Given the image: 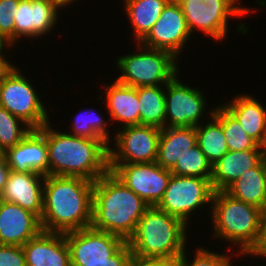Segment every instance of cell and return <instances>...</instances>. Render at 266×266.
Instances as JSON below:
<instances>
[{"mask_svg":"<svg viewBox=\"0 0 266 266\" xmlns=\"http://www.w3.org/2000/svg\"><path fill=\"white\" fill-rule=\"evenodd\" d=\"M208 211L215 240L231 243L227 247L234 256L261 257V228L259 208L230 196L225 191H214ZM219 238V239H218ZM233 248V249H232ZM238 251V252H237Z\"/></svg>","mask_w":266,"mask_h":266,"instance_id":"cell-4","label":"cell"},{"mask_svg":"<svg viewBox=\"0 0 266 266\" xmlns=\"http://www.w3.org/2000/svg\"><path fill=\"white\" fill-rule=\"evenodd\" d=\"M9 56L10 55L0 56V84L16 68V65H14L12 61H9Z\"/></svg>","mask_w":266,"mask_h":266,"instance_id":"cell-38","label":"cell"},{"mask_svg":"<svg viewBox=\"0 0 266 266\" xmlns=\"http://www.w3.org/2000/svg\"><path fill=\"white\" fill-rule=\"evenodd\" d=\"M179 74L165 85V127H197L206 116L207 121L213 116L215 107L209 109L203 89L188 86L181 81Z\"/></svg>","mask_w":266,"mask_h":266,"instance_id":"cell-9","label":"cell"},{"mask_svg":"<svg viewBox=\"0 0 266 266\" xmlns=\"http://www.w3.org/2000/svg\"><path fill=\"white\" fill-rule=\"evenodd\" d=\"M116 131L108 146L109 163L156 161L161 128L151 125H134L119 127Z\"/></svg>","mask_w":266,"mask_h":266,"instance_id":"cell-11","label":"cell"},{"mask_svg":"<svg viewBox=\"0 0 266 266\" xmlns=\"http://www.w3.org/2000/svg\"><path fill=\"white\" fill-rule=\"evenodd\" d=\"M32 128L22 119L0 106V152L18 144Z\"/></svg>","mask_w":266,"mask_h":266,"instance_id":"cell-31","label":"cell"},{"mask_svg":"<svg viewBox=\"0 0 266 266\" xmlns=\"http://www.w3.org/2000/svg\"><path fill=\"white\" fill-rule=\"evenodd\" d=\"M16 68L0 84V106L22 119L32 129L50 122L49 112L33 82ZM42 100V101H41Z\"/></svg>","mask_w":266,"mask_h":266,"instance_id":"cell-8","label":"cell"},{"mask_svg":"<svg viewBox=\"0 0 266 266\" xmlns=\"http://www.w3.org/2000/svg\"><path fill=\"white\" fill-rule=\"evenodd\" d=\"M196 133V143L212 165L229 151L222 124L214 116L197 126Z\"/></svg>","mask_w":266,"mask_h":266,"instance_id":"cell-27","label":"cell"},{"mask_svg":"<svg viewBox=\"0 0 266 266\" xmlns=\"http://www.w3.org/2000/svg\"><path fill=\"white\" fill-rule=\"evenodd\" d=\"M183 252V254L179 257L177 263L180 266H233L232 263L235 259L233 256H231L230 253L227 252V254L214 252V250L210 251L208 248H204L203 246H199L195 249L193 252L195 255L193 258H191L192 261H190L187 250ZM229 253V254H228ZM232 257V258H231Z\"/></svg>","mask_w":266,"mask_h":266,"instance_id":"cell-32","label":"cell"},{"mask_svg":"<svg viewBox=\"0 0 266 266\" xmlns=\"http://www.w3.org/2000/svg\"><path fill=\"white\" fill-rule=\"evenodd\" d=\"M45 124L49 175L82 177L95 182L109 171V149L103 139L71 135Z\"/></svg>","mask_w":266,"mask_h":266,"instance_id":"cell-2","label":"cell"},{"mask_svg":"<svg viewBox=\"0 0 266 266\" xmlns=\"http://www.w3.org/2000/svg\"><path fill=\"white\" fill-rule=\"evenodd\" d=\"M259 216L266 217V199L263 200L261 206L259 207Z\"/></svg>","mask_w":266,"mask_h":266,"instance_id":"cell-42","label":"cell"},{"mask_svg":"<svg viewBox=\"0 0 266 266\" xmlns=\"http://www.w3.org/2000/svg\"><path fill=\"white\" fill-rule=\"evenodd\" d=\"M50 1H52L61 10L63 8L66 9L67 6L70 7L71 4L73 6L75 2L79 3V0H50Z\"/></svg>","mask_w":266,"mask_h":266,"instance_id":"cell-41","label":"cell"},{"mask_svg":"<svg viewBox=\"0 0 266 266\" xmlns=\"http://www.w3.org/2000/svg\"><path fill=\"white\" fill-rule=\"evenodd\" d=\"M232 98L222 105L238 120L251 138L266 148V106L249 93H240Z\"/></svg>","mask_w":266,"mask_h":266,"instance_id":"cell-21","label":"cell"},{"mask_svg":"<svg viewBox=\"0 0 266 266\" xmlns=\"http://www.w3.org/2000/svg\"><path fill=\"white\" fill-rule=\"evenodd\" d=\"M81 111L74 116L73 121L71 120L69 128L71 130L65 132L90 139H103L109 145L112 141V135L110 136L108 126L113 122L105 119L99 111H94L92 108Z\"/></svg>","mask_w":266,"mask_h":266,"instance_id":"cell-28","label":"cell"},{"mask_svg":"<svg viewBox=\"0 0 266 266\" xmlns=\"http://www.w3.org/2000/svg\"><path fill=\"white\" fill-rule=\"evenodd\" d=\"M93 187L82 177L45 175L42 230L65 234L90 227Z\"/></svg>","mask_w":266,"mask_h":266,"instance_id":"cell-1","label":"cell"},{"mask_svg":"<svg viewBox=\"0 0 266 266\" xmlns=\"http://www.w3.org/2000/svg\"><path fill=\"white\" fill-rule=\"evenodd\" d=\"M109 171L150 207L159 204L172 176L170 170L162 168L156 162L109 163Z\"/></svg>","mask_w":266,"mask_h":266,"instance_id":"cell-12","label":"cell"},{"mask_svg":"<svg viewBox=\"0 0 266 266\" xmlns=\"http://www.w3.org/2000/svg\"><path fill=\"white\" fill-rule=\"evenodd\" d=\"M213 187L209 179L172 175L158 209L179 218L189 226L197 209L212 205ZM203 206V207H202Z\"/></svg>","mask_w":266,"mask_h":266,"instance_id":"cell-10","label":"cell"},{"mask_svg":"<svg viewBox=\"0 0 266 266\" xmlns=\"http://www.w3.org/2000/svg\"><path fill=\"white\" fill-rule=\"evenodd\" d=\"M22 248L26 266H71L70 250L63 233L42 230Z\"/></svg>","mask_w":266,"mask_h":266,"instance_id":"cell-19","label":"cell"},{"mask_svg":"<svg viewBox=\"0 0 266 266\" xmlns=\"http://www.w3.org/2000/svg\"><path fill=\"white\" fill-rule=\"evenodd\" d=\"M213 116L222 124L229 151L266 149L244 131L238 120L222 104L215 105Z\"/></svg>","mask_w":266,"mask_h":266,"instance_id":"cell-29","label":"cell"},{"mask_svg":"<svg viewBox=\"0 0 266 266\" xmlns=\"http://www.w3.org/2000/svg\"><path fill=\"white\" fill-rule=\"evenodd\" d=\"M187 227L179 218L149 207L127 243L133 255L178 261L188 245Z\"/></svg>","mask_w":266,"mask_h":266,"instance_id":"cell-5","label":"cell"},{"mask_svg":"<svg viewBox=\"0 0 266 266\" xmlns=\"http://www.w3.org/2000/svg\"><path fill=\"white\" fill-rule=\"evenodd\" d=\"M10 172H11V168L9 167L7 163V159L3 154H1L0 155V196L8 181Z\"/></svg>","mask_w":266,"mask_h":266,"instance_id":"cell-37","label":"cell"},{"mask_svg":"<svg viewBox=\"0 0 266 266\" xmlns=\"http://www.w3.org/2000/svg\"><path fill=\"white\" fill-rule=\"evenodd\" d=\"M170 0H123V9L131 24L135 43L140 42L159 20Z\"/></svg>","mask_w":266,"mask_h":266,"instance_id":"cell-25","label":"cell"},{"mask_svg":"<svg viewBox=\"0 0 266 266\" xmlns=\"http://www.w3.org/2000/svg\"><path fill=\"white\" fill-rule=\"evenodd\" d=\"M10 48V49H9ZM14 48L2 35H0V56H5V50L8 53V49Z\"/></svg>","mask_w":266,"mask_h":266,"instance_id":"cell-40","label":"cell"},{"mask_svg":"<svg viewBox=\"0 0 266 266\" xmlns=\"http://www.w3.org/2000/svg\"><path fill=\"white\" fill-rule=\"evenodd\" d=\"M185 16L188 29L192 36L198 31L207 37L213 38L216 42H221L228 37V22L259 9L244 7L239 5L241 0H176ZM229 26V27H228Z\"/></svg>","mask_w":266,"mask_h":266,"instance_id":"cell-7","label":"cell"},{"mask_svg":"<svg viewBox=\"0 0 266 266\" xmlns=\"http://www.w3.org/2000/svg\"><path fill=\"white\" fill-rule=\"evenodd\" d=\"M261 258L266 259V217H260Z\"/></svg>","mask_w":266,"mask_h":266,"instance_id":"cell-39","label":"cell"},{"mask_svg":"<svg viewBox=\"0 0 266 266\" xmlns=\"http://www.w3.org/2000/svg\"><path fill=\"white\" fill-rule=\"evenodd\" d=\"M20 0H0V35L15 47V15Z\"/></svg>","mask_w":266,"mask_h":266,"instance_id":"cell-33","label":"cell"},{"mask_svg":"<svg viewBox=\"0 0 266 266\" xmlns=\"http://www.w3.org/2000/svg\"><path fill=\"white\" fill-rule=\"evenodd\" d=\"M42 231L40 219L18 204L0 200V244L23 246Z\"/></svg>","mask_w":266,"mask_h":266,"instance_id":"cell-17","label":"cell"},{"mask_svg":"<svg viewBox=\"0 0 266 266\" xmlns=\"http://www.w3.org/2000/svg\"><path fill=\"white\" fill-rule=\"evenodd\" d=\"M224 191L238 200L259 208L266 197V156Z\"/></svg>","mask_w":266,"mask_h":266,"instance_id":"cell-24","label":"cell"},{"mask_svg":"<svg viewBox=\"0 0 266 266\" xmlns=\"http://www.w3.org/2000/svg\"><path fill=\"white\" fill-rule=\"evenodd\" d=\"M99 100L107 109L110 121L119 122L121 128L140 125L139 99L137 88L118 82L116 79L104 86Z\"/></svg>","mask_w":266,"mask_h":266,"instance_id":"cell-20","label":"cell"},{"mask_svg":"<svg viewBox=\"0 0 266 266\" xmlns=\"http://www.w3.org/2000/svg\"><path fill=\"white\" fill-rule=\"evenodd\" d=\"M71 262L108 261L125 241L116 235L87 227L65 233Z\"/></svg>","mask_w":266,"mask_h":266,"instance_id":"cell-15","label":"cell"},{"mask_svg":"<svg viewBox=\"0 0 266 266\" xmlns=\"http://www.w3.org/2000/svg\"><path fill=\"white\" fill-rule=\"evenodd\" d=\"M60 9L50 0H20L15 15V47L21 40L43 38L57 25ZM32 38V39H30Z\"/></svg>","mask_w":266,"mask_h":266,"instance_id":"cell-14","label":"cell"},{"mask_svg":"<svg viewBox=\"0 0 266 266\" xmlns=\"http://www.w3.org/2000/svg\"><path fill=\"white\" fill-rule=\"evenodd\" d=\"M140 125L165 127V85L141 86L137 88Z\"/></svg>","mask_w":266,"mask_h":266,"instance_id":"cell-26","label":"cell"},{"mask_svg":"<svg viewBox=\"0 0 266 266\" xmlns=\"http://www.w3.org/2000/svg\"><path fill=\"white\" fill-rule=\"evenodd\" d=\"M0 266H26L22 246L0 244Z\"/></svg>","mask_w":266,"mask_h":266,"instance_id":"cell-35","label":"cell"},{"mask_svg":"<svg viewBox=\"0 0 266 266\" xmlns=\"http://www.w3.org/2000/svg\"><path fill=\"white\" fill-rule=\"evenodd\" d=\"M197 141L196 127H164L158 142L156 163L162 168L172 170L178 158Z\"/></svg>","mask_w":266,"mask_h":266,"instance_id":"cell-23","label":"cell"},{"mask_svg":"<svg viewBox=\"0 0 266 266\" xmlns=\"http://www.w3.org/2000/svg\"><path fill=\"white\" fill-rule=\"evenodd\" d=\"M266 156V149L228 151L213 164L211 185L214 191H224L248 169L255 167Z\"/></svg>","mask_w":266,"mask_h":266,"instance_id":"cell-22","label":"cell"},{"mask_svg":"<svg viewBox=\"0 0 266 266\" xmlns=\"http://www.w3.org/2000/svg\"><path fill=\"white\" fill-rule=\"evenodd\" d=\"M132 256L130 246L125 242L108 261L71 262V266H127Z\"/></svg>","mask_w":266,"mask_h":266,"instance_id":"cell-34","label":"cell"},{"mask_svg":"<svg viewBox=\"0 0 266 266\" xmlns=\"http://www.w3.org/2000/svg\"><path fill=\"white\" fill-rule=\"evenodd\" d=\"M45 175L11 171L0 200L18 204L41 219Z\"/></svg>","mask_w":266,"mask_h":266,"instance_id":"cell-18","label":"cell"},{"mask_svg":"<svg viewBox=\"0 0 266 266\" xmlns=\"http://www.w3.org/2000/svg\"><path fill=\"white\" fill-rule=\"evenodd\" d=\"M171 173L172 175L199 177L211 181L213 165L196 143L193 147L187 149L182 157L178 158Z\"/></svg>","mask_w":266,"mask_h":266,"instance_id":"cell-30","label":"cell"},{"mask_svg":"<svg viewBox=\"0 0 266 266\" xmlns=\"http://www.w3.org/2000/svg\"><path fill=\"white\" fill-rule=\"evenodd\" d=\"M176 264L177 261L162 258H142L132 254L127 266H175Z\"/></svg>","mask_w":266,"mask_h":266,"instance_id":"cell-36","label":"cell"},{"mask_svg":"<svg viewBox=\"0 0 266 266\" xmlns=\"http://www.w3.org/2000/svg\"><path fill=\"white\" fill-rule=\"evenodd\" d=\"M192 37L179 3L170 0L159 20L139 43L147 48L167 51L179 59Z\"/></svg>","mask_w":266,"mask_h":266,"instance_id":"cell-13","label":"cell"},{"mask_svg":"<svg viewBox=\"0 0 266 266\" xmlns=\"http://www.w3.org/2000/svg\"><path fill=\"white\" fill-rule=\"evenodd\" d=\"M3 155L11 171L49 175L45 125L40 129H32L18 144L8 148Z\"/></svg>","mask_w":266,"mask_h":266,"instance_id":"cell-16","label":"cell"},{"mask_svg":"<svg viewBox=\"0 0 266 266\" xmlns=\"http://www.w3.org/2000/svg\"><path fill=\"white\" fill-rule=\"evenodd\" d=\"M150 206L111 171L94 182L91 227L127 242Z\"/></svg>","mask_w":266,"mask_h":266,"instance_id":"cell-3","label":"cell"},{"mask_svg":"<svg viewBox=\"0 0 266 266\" xmlns=\"http://www.w3.org/2000/svg\"><path fill=\"white\" fill-rule=\"evenodd\" d=\"M137 45V46H136ZM136 52L124 53L116 59L120 75L116 80L131 87L166 85L182 70L178 59L171 53L135 44ZM176 61V62H175Z\"/></svg>","mask_w":266,"mask_h":266,"instance_id":"cell-6","label":"cell"}]
</instances>
